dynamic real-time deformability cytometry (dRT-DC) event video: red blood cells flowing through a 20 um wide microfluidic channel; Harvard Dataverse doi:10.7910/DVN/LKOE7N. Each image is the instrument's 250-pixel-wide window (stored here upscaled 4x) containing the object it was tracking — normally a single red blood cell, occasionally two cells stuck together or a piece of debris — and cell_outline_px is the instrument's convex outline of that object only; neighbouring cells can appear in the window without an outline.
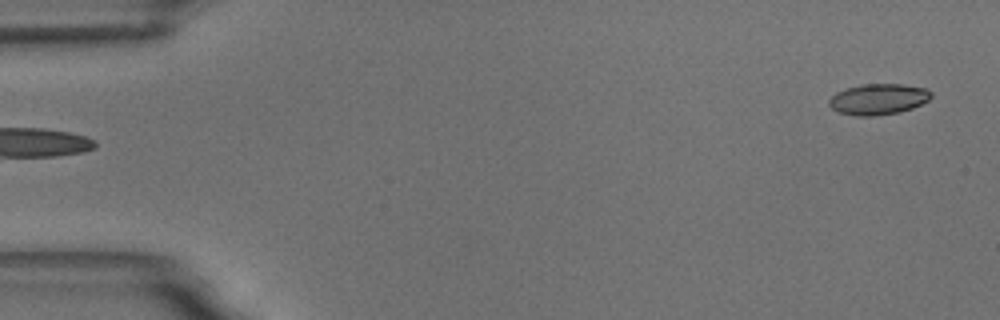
{"species": "common noctule bat (a hibernating species)", "species_latin": "Nyctalus noctula", "temperature_condition": "room temperature", "stored_images_in_passage": 6, "camera_frame_rate_fps": 3000, "um_per_image_px": 0.085, "animal": {"sex": "male", "body_mass_g": 18.8}, "frame": {"image": 1, "passage_image": 6, "time_ms": 6.0, "image_size_px": [1000, 320], "cell_outline_px": [[932, 96], [928, 100], [912, 108], [900, 112], [872, 116], [856, 116], [840, 112], [832, 108], [828, 104], [828, 100], [836, 92], [848, 88], [864, 84], [904, 84], [924, 88], [932, 92]], "centroid_in_image_um": [74.66, 8.43], "position_along_channel_um": 10.3, "area_um2": 18.26}}